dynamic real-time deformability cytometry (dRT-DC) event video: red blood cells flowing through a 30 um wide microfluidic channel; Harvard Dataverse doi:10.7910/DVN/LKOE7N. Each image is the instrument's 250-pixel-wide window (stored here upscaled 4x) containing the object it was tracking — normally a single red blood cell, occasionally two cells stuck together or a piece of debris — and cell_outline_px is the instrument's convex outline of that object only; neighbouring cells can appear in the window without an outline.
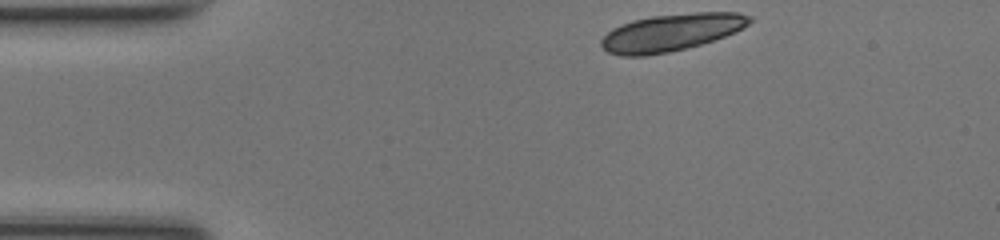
{"species": "common noctule bat (a hibernating species)", "species_latin": "Nyctalus noctula", "temperature_condition": "room temperature", "stored_images_in_passage": 41, "camera_frame_rate_fps": 3000, "um_per_image_px": 0.085, "animal": {"sex": "female", "body_mass_g": 17.0, "forearm_length_mm": 48.0}, "frame": {"image": 1, "passage_image": 1, "time_ms": 0.0, "image_size_px": [1000, 240], "cell_outline_px": [[752, 20], [748, 24], [724, 36], [700, 44], [668, 52], [644, 56], [620, 56], [608, 52], [600, 44], [600, 40], [612, 28], [632, 20], [652, 16], [696, 12], [740, 12], [752, 16]], "centroid_in_image_um": [57.02, 2.75], "position_along_channel_um": 28.0, "area_um2": 31.91}}
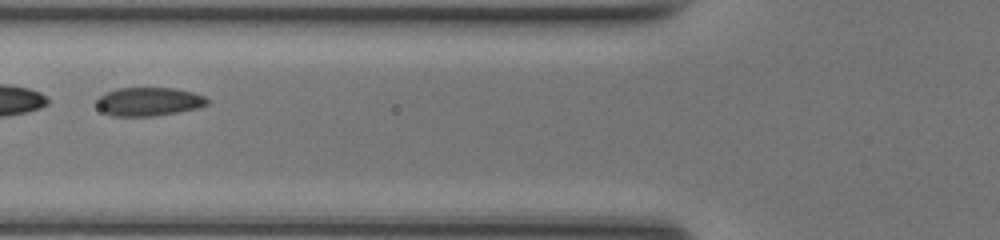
{"frame": {"image": 2, "passage_image": 12, "time_ms": 3.667, "image_size_px": [1000, 240], "cell_outline_px": [[208, 104], [196, 108], [156, 116], [112, 116], [104, 112], [96, 104], [96, 100], [104, 92], [116, 88], [176, 88], [192, 92], [204, 96], [208, 100]], "centroid_in_image_um": [12.62, 8.63], "position_along_channel_um": 113.2, "area_um2": 18.38}, "authors_computed_cell_mechanics": {"area_um2": 18.9584, "velocity_mm_per_s": 4.1915, "shape_relaxation_time_tau1_ms": 1.3388, "shape_relaxation_time_tau2_ms": null, "deformation_change_tau1": 0.0598, "deformation_change_tau2": null}}